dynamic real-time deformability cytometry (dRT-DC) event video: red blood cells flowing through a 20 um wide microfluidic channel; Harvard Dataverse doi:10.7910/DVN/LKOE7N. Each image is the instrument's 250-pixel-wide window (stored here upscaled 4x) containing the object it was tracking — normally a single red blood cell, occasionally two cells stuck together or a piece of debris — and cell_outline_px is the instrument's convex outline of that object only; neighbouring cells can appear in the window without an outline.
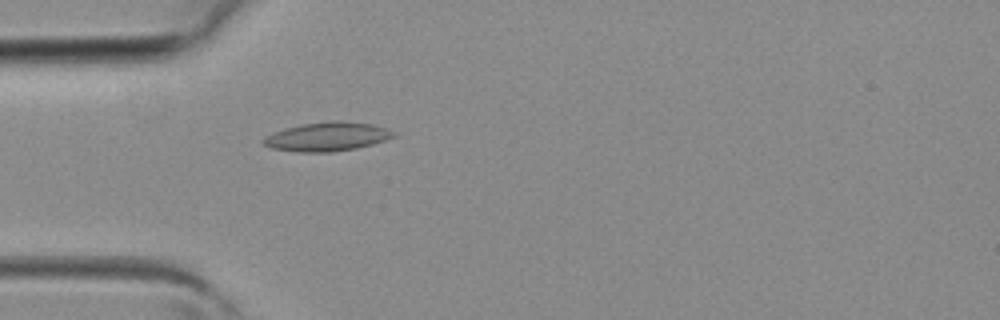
{"species": "common noctule bat (a hibernating species)", "species_latin": "Nyctalus noctula", "temperature_condition": "room temperature", "stored_images_in_passage": 1, "camera_frame_rate_fps": 3000, "um_per_image_px": 0.085, "animal": {"sex": "female", "body_mass_g": 19.3, "forearm_length_mm": 54.1}, "frame": {"image": 1, "passage_image": 1, "time_ms": 0.0, "image_size_px": [1000, 320], "cell_outline_px": [[396, 136], [372, 144], [356, 148], [332, 152], [296, 152], [272, 148], [264, 144], [260, 140], [264, 136], [272, 132], [284, 128], [304, 124], [372, 124], [396, 132]], "centroid_in_image_um": [27.73, 11.67], "position_along_channel_um": 57.3, "area_um2": 20.92}}